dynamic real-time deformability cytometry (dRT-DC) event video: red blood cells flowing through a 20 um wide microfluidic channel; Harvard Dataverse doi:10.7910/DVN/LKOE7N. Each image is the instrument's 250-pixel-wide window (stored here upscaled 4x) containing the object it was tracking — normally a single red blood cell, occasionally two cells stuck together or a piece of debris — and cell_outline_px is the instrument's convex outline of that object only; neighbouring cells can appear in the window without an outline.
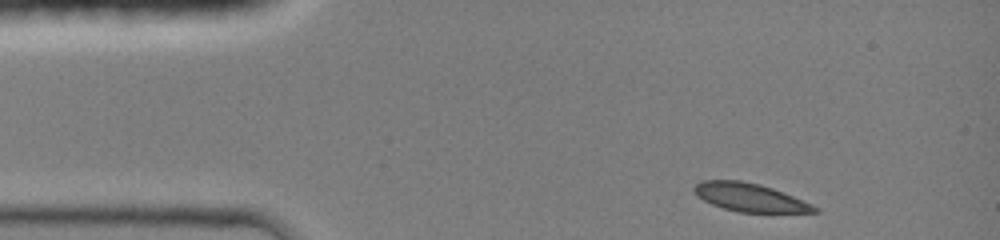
{"species": "common noctule bat (a hibernating species)", "species_latin": "Nyctalus noctula", "temperature_condition": "room temperature", "stored_images_in_passage": 6, "camera_frame_rate_fps": 3000, "um_per_image_px": 0.085, "animal": {"sex": "female", "body_mass_g": 19.0, "forearm_length_mm": 51.5}, "frame": {"image": 1, "passage_image": 1, "time_ms": 0.0, "image_size_px": [1000, 240], "cell_outline_px": [[820, 212], [740, 212], [724, 208], [712, 204], [704, 200], [692, 188], [700, 180], [740, 180], [760, 184], [784, 192], [812, 204], [820, 208]], "centroid_in_image_um": [63.77, 16.77], "position_along_channel_um": 21.2, "area_um2": 19.65}}
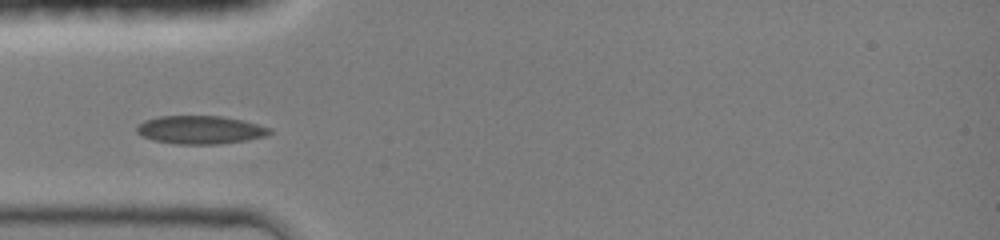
{"frame": {"image": 2, "passage_image": 5, "time_ms": 2.667, "image_size_px": [1000, 240], "cell_outline_px": [[272, 132], [264, 136], [248, 140], [220, 144], [176, 144], [152, 140], [136, 132], [136, 128], [144, 120], [156, 116], [220, 116], [244, 120], [272, 128]], "centroid_in_image_um": [17.04, 11.03], "position_along_channel_um": 68.0, "area_um2": 21.96}}